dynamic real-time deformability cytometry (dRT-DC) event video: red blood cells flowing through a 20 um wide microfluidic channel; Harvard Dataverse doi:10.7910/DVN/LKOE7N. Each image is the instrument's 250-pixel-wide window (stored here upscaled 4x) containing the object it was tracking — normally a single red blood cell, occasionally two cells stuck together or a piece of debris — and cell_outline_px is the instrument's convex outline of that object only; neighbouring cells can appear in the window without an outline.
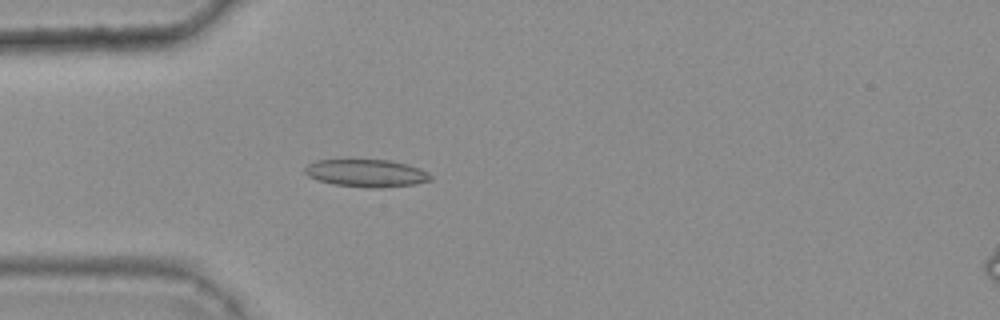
{"species": "common noctule bat (a hibernating species)", "species_latin": "Nyctalus noctula", "temperature_condition": "warm", "stored_images_in_passage": 40, "camera_frame_rate_fps": 3000, "um_per_image_px": 0.085, "animal": {"sex": "female", "body_mass_g": 25.1}, "frame": {"image": 1, "passage_image": 10, "time_ms": 3.0, "image_size_px": [1000, 320], "cell_outline_px": [[432, 180], [416, 184], [380, 188], [368, 188], [332, 184], [316, 180], [308, 176], [304, 172], [304, 168], [308, 164], [316, 160], [392, 160], [408, 164], [420, 168], [428, 172], [432, 176]], "centroid_in_image_um": [31.16, 14.72], "position_along_channel_um": 53.8, "area_um2": 20.46}}
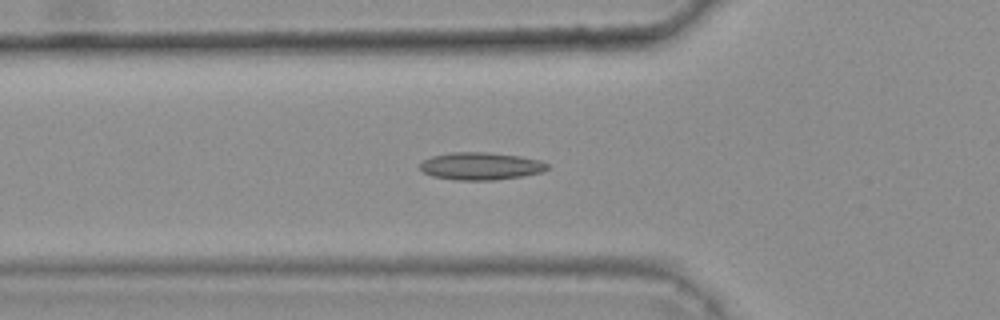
{"frame": {"image": 2, "passage_image": 13, "time_ms": 4.0, "image_size_px": [1000, 320], "cell_outline_px": [[548, 168], [544, 172], [524, 176], [496, 180], [456, 180], [432, 176], [424, 172], [420, 168], [420, 164], [424, 160], [432, 156], [452, 152], [488, 152], [520, 156], [540, 160], [548, 164]], "centroid_in_image_um": [40.9, 14.12], "position_along_channel_um": 84.9, "area_um2": 20.52}}
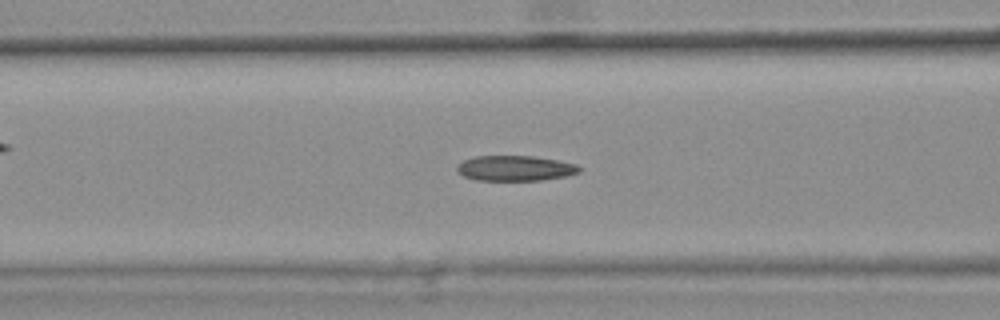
{"frame": {"image": 3, "passage_image": 16, "time_ms": 5.0, "image_size_px": [1000, 320], "cell_outline_px": [[580, 172], [564, 176], [540, 180], [476, 180], [464, 176], [456, 172], [456, 168], [464, 160], [472, 156], [532, 156], [556, 160], [576, 164], [580, 168]], "centroid_in_image_um": [43.75, 14.3], "position_along_channel_um": 122.9, "area_um2": 17.86}, "authors_computed_cell_mechanics": {"area_um2": 18.6116, "velocity_mm_per_s": 3.747, "shape_relaxation_time_tau1_ms": null, "shape_relaxation_time_tau2_ms": 5.9896, "deformation_change_tau1": null, "deformation_change_tau2": 0.1367}}